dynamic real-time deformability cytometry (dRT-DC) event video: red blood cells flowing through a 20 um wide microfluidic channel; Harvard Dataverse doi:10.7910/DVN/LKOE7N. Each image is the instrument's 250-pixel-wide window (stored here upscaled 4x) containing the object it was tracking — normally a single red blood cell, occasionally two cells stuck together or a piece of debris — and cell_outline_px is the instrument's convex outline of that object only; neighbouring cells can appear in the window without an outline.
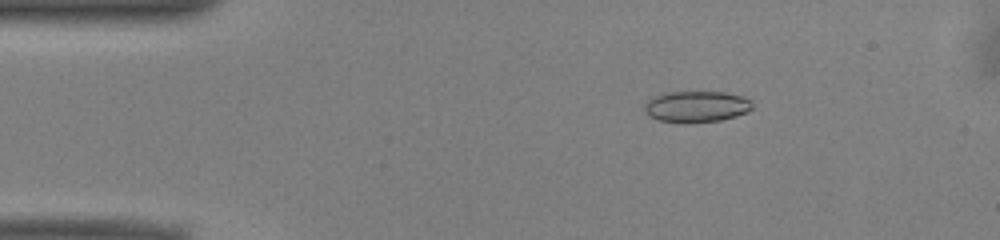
{"species": "common noctule bat (a hibernating species)", "species_latin": "Nyctalus noctula", "temperature_condition": "warm", "stored_images_in_passage": 51, "camera_frame_rate_fps": 3000, "um_per_image_px": 0.085, "animal": {"sex": "male", "body_mass_g": 13.0, "forearm_length_mm": 53.1}, "frame": {"image": 1, "passage_image": 8, "time_ms": 2.333, "image_size_px": [1000, 240], "cell_outline_px": [[752, 108], [748, 112], [736, 116], [720, 120], [692, 124], [680, 124], [656, 120], [648, 116], [644, 112], [644, 104], [648, 100], [656, 96], [668, 92], [724, 92], [744, 96], [752, 100]], "centroid_in_image_um": [59.19, 9.09], "position_along_channel_um": 25.8, "area_um2": 20.17}}
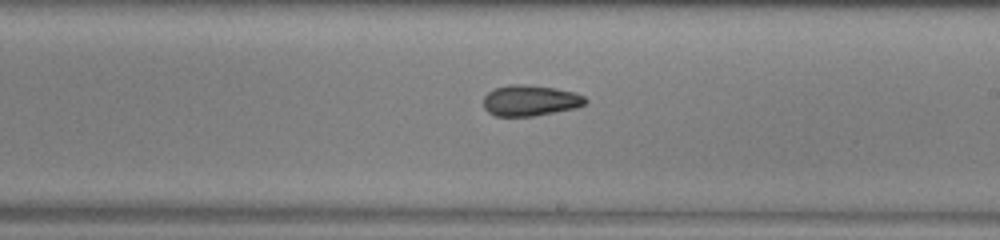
{"frame": {"image": 2, "passage_image": 29, "time_ms": 9.333, "image_size_px": [1000, 240], "cell_outline_px": [[588, 100], [584, 104], [576, 108], [532, 116], [496, 116], [488, 112], [484, 108], [484, 96], [492, 88], [508, 84], [524, 84], [556, 88], [576, 92], [584, 96]], "centroid_in_image_um": [45.06, 8.53], "position_along_channel_um": 243.9, "area_um2": 18.5}}
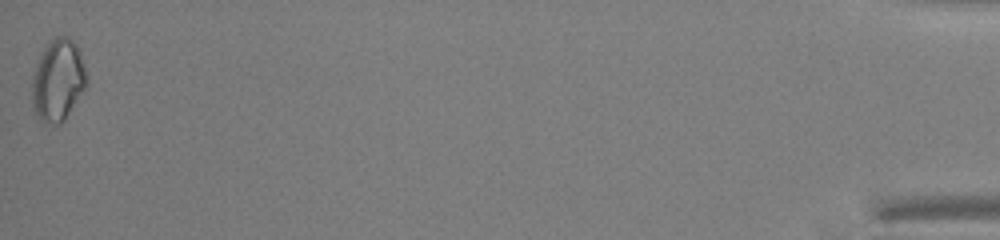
{"frame": {"image": 3, "passage_image": 51, "time_ms": 16.667, "image_size_px": [1000, 240], "cell_outline_px": [[88, 84], [64, 120], [60, 124], [44, 124], [36, 116], [32, 104], [32, 76], [40, 52], [44, 44], [48, 40], [56, 36], [68, 36], [76, 44], [80, 52], [84, 64], [88, 80]], "centroid_in_image_um": [4.91, 6.8], "position_along_channel_um": 430.3, "area_um2": 26.59}, "authors_computed_cell_mechanics": {"area_um2": 19.074, "velocity_mm_per_s": 3.9727, "shape_relaxation_time_tau1_ms": null, "shape_relaxation_time_tau2_ms": 3.6706, "deformation_change_tau1": null, "deformation_change_tau2": 0.0767}}